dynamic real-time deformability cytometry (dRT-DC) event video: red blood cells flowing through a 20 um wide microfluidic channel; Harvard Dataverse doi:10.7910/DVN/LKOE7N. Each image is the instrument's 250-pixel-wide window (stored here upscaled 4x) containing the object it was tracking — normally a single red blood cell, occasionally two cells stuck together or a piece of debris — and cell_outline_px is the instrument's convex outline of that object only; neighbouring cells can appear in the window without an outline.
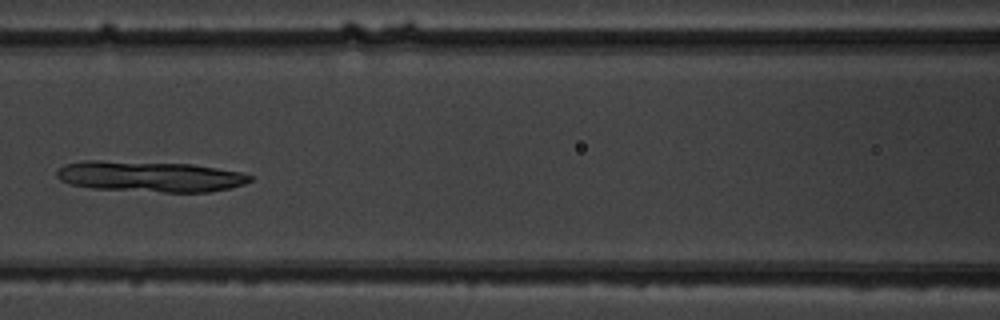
{"species": "common noctule bat (a hibernating species)", "species_latin": "Nyctalus noctula", "temperature_condition": "warm", "stored_images_in_passage": 6, "camera_frame_rate_fps": 3000, "um_per_image_px": 0.085, "animal": {"sex": "male", "body_mass_g": 19.5, "forearm_length_mm": 54.6}, "frame": {"image": 1, "passage_image": 5, "time_ms": 5.667, "image_size_px": [1000, 320], "cell_outline_px": [[252, 180], [244, 184], [228, 188], [208, 192], [160, 192], [92, 188], [72, 184], [60, 180], [56, 176], [56, 172], [64, 164], [84, 160], [100, 160], [192, 164], [240, 172], [252, 176]], "centroid_in_image_um": [12.72, 14.99], "position_along_channel_um": 153.9, "area_um2": 34.56}}
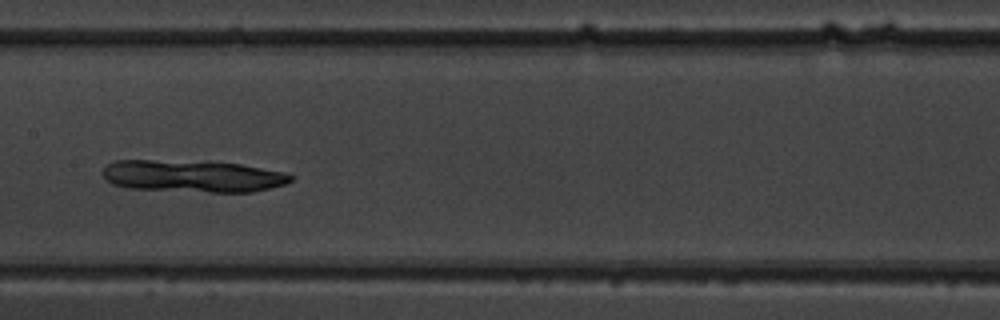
{"frame": {"image": 2, "passage_image": 6, "time_ms": 6.667, "image_size_px": [1000, 320], "cell_outline_px": [[296, 176], [292, 180], [284, 184], [252, 192], [208, 192], [128, 188], [112, 184], [104, 176], [104, 168], [108, 164], [116, 160], [152, 160], [240, 164], [284, 172]], "centroid_in_image_um": [16.39, 14.98], "position_along_channel_um": 191.0, "area_um2": 34.62}}